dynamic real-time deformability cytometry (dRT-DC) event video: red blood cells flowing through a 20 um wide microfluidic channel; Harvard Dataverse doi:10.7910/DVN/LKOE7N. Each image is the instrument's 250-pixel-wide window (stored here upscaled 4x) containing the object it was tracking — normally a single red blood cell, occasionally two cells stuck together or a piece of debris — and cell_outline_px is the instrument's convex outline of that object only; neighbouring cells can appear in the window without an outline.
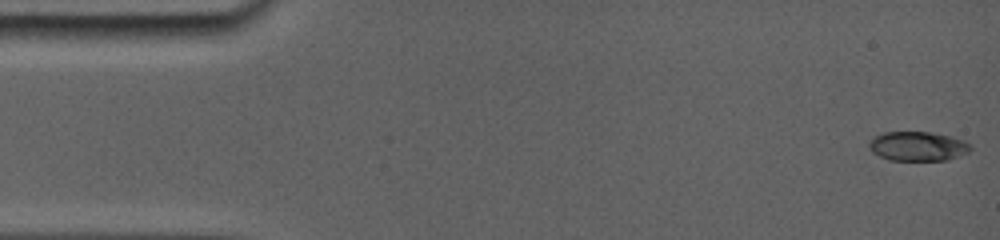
{"species": "common noctule bat (a hibernating species)", "species_latin": "Nyctalus noctula", "temperature_condition": "room temperature", "stored_images_in_passage": 24, "camera_frame_rate_fps": 5000, "um_per_image_px": 0.085, "animal": {"sex": "female", "body_mass_g": 19.0, "forearm_length_mm": 56.7}, "frame": {"image": 1, "passage_image": 1, "time_ms": 0.0, "image_size_px": [1000, 240], "cell_outline_px": [[968, 148], [944, 160], [892, 160], [876, 152], [872, 148], [872, 140], [876, 136], [884, 132], [928, 132], [948, 136], [960, 140], [968, 144]], "centroid_in_image_um": [77.95, 12.41], "position_along_channel_um": 7.1, "area_um2": 15.95}}
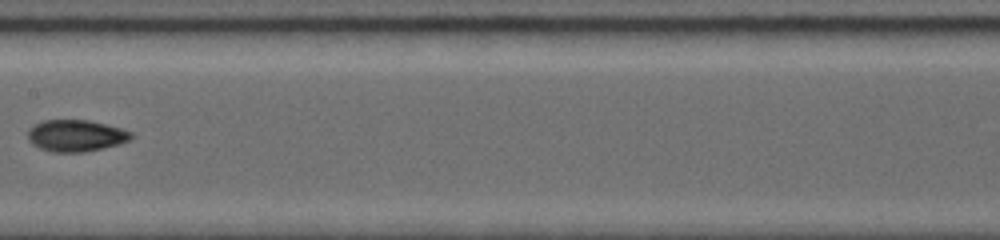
{"frame": {"image": 2, "passage_image": 13, "time_ms": 8.2, "image_size_px": [1000, 240], "cell_outline_px": [[132, 136], [128, 140], [116, 144], [84, 152], [52, 152], [40, 148], [28, 140], [28, 132], [36, 124], [44, 120], [88, 120], [120, 128], [132, 132]], "centroid_in_image_um": [6.43, 11.53], "position_along_channel_um": 201.0, "area_um2": 18.61}}
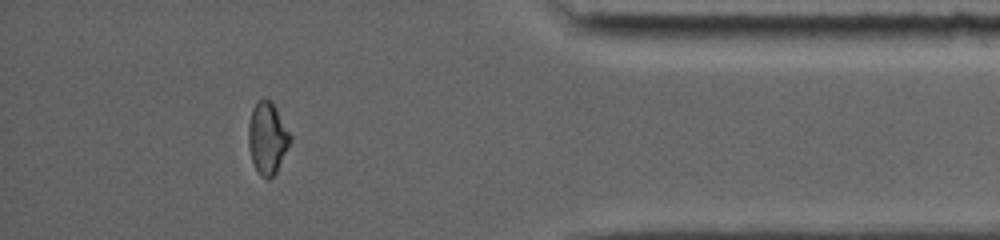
{"frame": {"image": 3, "passage_image": 22, "time_ms": 14.2, "image_size_px": [1000, 240], "cell_outline_px": [[292, 140], [276, 172], [268, 180], [260, 176], [252, 160], [248, 144], [248, 124], [252, 108], [256, 100], [264, 96], [272, 100], [292, 136]], "centroid_in_image_um": [22.73, 11.67], "position_along_channel_um": 412.5, "area_um2": 17.86}, "authors_computed_cell_mechanics": {"area_um2": 17.6579, "velocity_mm_per_s": 3.8921, "shape_relaxation_time_tau1_ms": 6.8034, "shape_relaxation_time_tau2_ms": 1.3022, "deformation_change_tau1": 0.1896, "deformation_change_tau2": 0.0422}}